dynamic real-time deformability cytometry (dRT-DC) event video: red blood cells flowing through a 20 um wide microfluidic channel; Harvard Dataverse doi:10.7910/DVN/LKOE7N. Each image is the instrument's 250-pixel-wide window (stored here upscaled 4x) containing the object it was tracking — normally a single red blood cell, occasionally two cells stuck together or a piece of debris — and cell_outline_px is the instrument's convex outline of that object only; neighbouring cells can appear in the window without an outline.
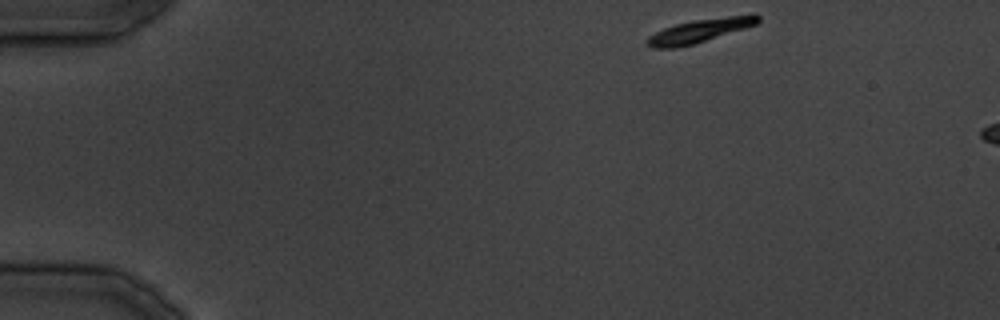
{"species": "common noctule bat (a hibernating species)", "species_latin": "Nyctalus noctula", "temperature_condition": "cold", "stored_images_in_passage": 4, "camera_frame_rate_fps": 3000, "um_per_image_px": 0.085, "animal": {"sex": "male", "body_mass_g": 19.5, "forearm_length_mm": 54.6}, "frame": {"image": 1, "passage_image": 1, "time_ms": 0.0, "image_size_px": [1000, 320], "cell_outline_px": [[760, 20], [756, 24], [744, 28], [692, 44], [676, 48], [652, 48], [644, 40], [648, 36], [664, 28], [676, 24], [696, 20], [752, 12], [756, 12], [760, 16]], "centroid_in_image_um": [59.52, 2.58], "position_along_channel_um": 25.5, "area_um2": 15.14}}